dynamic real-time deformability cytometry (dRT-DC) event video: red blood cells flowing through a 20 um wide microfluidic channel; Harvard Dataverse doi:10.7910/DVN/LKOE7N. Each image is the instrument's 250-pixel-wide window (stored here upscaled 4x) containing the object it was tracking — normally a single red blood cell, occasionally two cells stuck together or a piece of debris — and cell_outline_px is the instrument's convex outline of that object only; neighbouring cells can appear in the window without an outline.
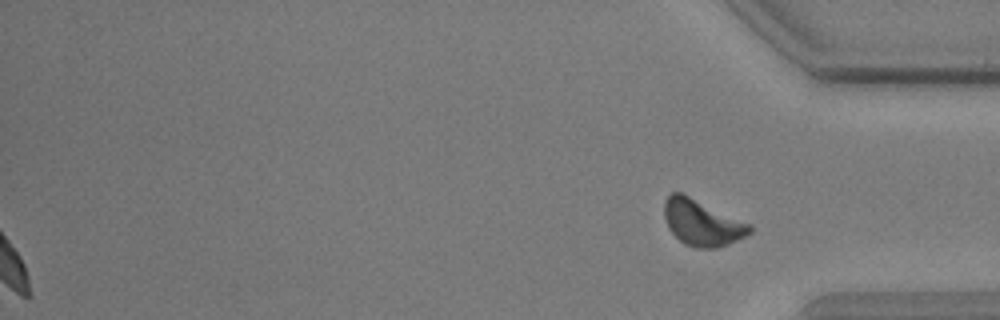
{"species": "common noctule bat (a hibernating species)", "species_latin": "Nyctalus noctula", "temperature_condition": "warm", "stored_images_in_passage": 45, "segment_of_instrument_passage": [2, 2], "camera_frame_rate_fps": 3000, "um_per_image_px": 0.085, "animal": {"sex": "male", "body_mass_g": 17.9, "forearm_length_mm": 54.2}, "frame": {"image": 1, "passage_image": 45, "time_ms": 14.667, "image_size_px": [1000, 320], "cell_outline_px": [[752, 232], [736, 240], [716, 248], [696, 248], [684, 244], [668, 228], [664, 216], [664, 204], [668, 196], [672, 192], [680, 192], [752, 224]], "centroid_in_image_um": [59.67, 18.93], "position_along_channel_um": 375.5, "area_um2": 22.72}}